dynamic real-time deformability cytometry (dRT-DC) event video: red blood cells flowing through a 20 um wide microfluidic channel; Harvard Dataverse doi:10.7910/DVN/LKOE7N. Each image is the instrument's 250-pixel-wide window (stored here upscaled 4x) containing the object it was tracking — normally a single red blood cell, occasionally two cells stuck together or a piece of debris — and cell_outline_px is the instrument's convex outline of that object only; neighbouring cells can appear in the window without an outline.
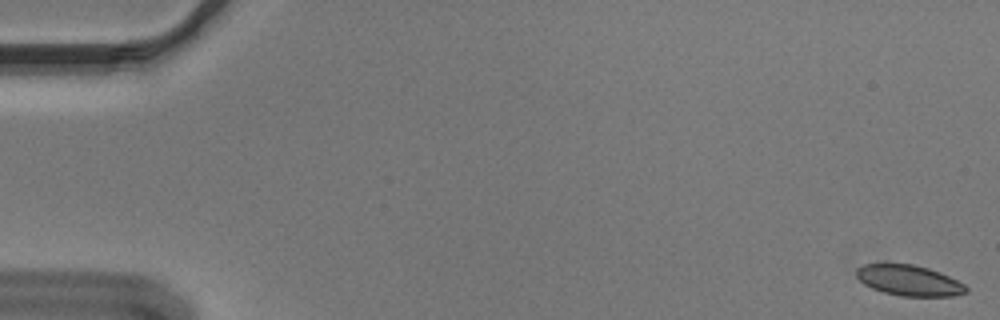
{"species": "Egyptian fruit bat (a non-hibernating species)", "species_latin": "Rousettus aegyptiacus", "temperature_condition": "cold", "stored_images_in_passage": 53, "camera_frame_rate_fps": 3000, "um_per_image_px": 0.085, "animal": {"sex": "male"}, "frame": {"image": 1, "passage_image": 1, "time_ms": 0.0, "image_size_px": [1000, 320], "cell_outline_px": [[968, 292], [952, 296], [900, 296], [884, 292], [872, 288], [864, 284], [856, 276], [856, 268], [864, 264], [912, 264], [928, 268], [940, 272], [964, 284], [968, 288]], "centroid_in_image_um": [77.27, 23.84], "position_along_channel_um": 7.7, "area_um2": 19.48}}
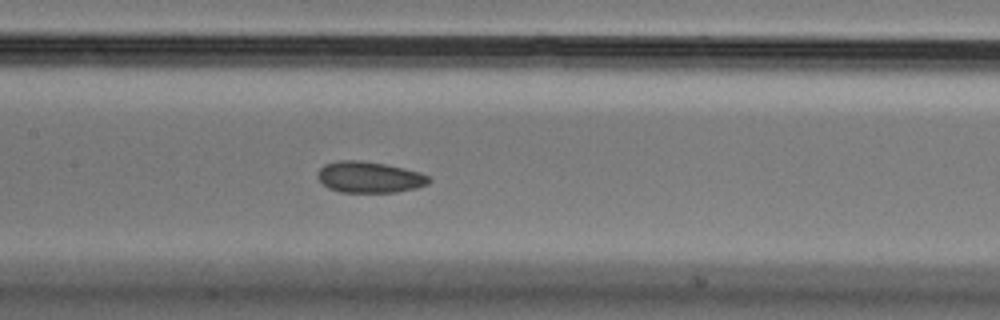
{"frame": {"image": 2, "passage_image": 27, "time_ms": 8.667, "image_size_px": [1000, 320], "cell_outline_px": [[432, 180], [428, 184], [416, 188], [396, 192], [340, 192], [328, 188], [316, 176], [320, 168], [324, 164], [336, 160], [360, 160], [384, 164], [404, 168], [420, 172], [428, 176]], "centroid_in_image_um": [31.39, 15.05], "position_along_channel_um": 176.0, "area_um2": 20.29}}
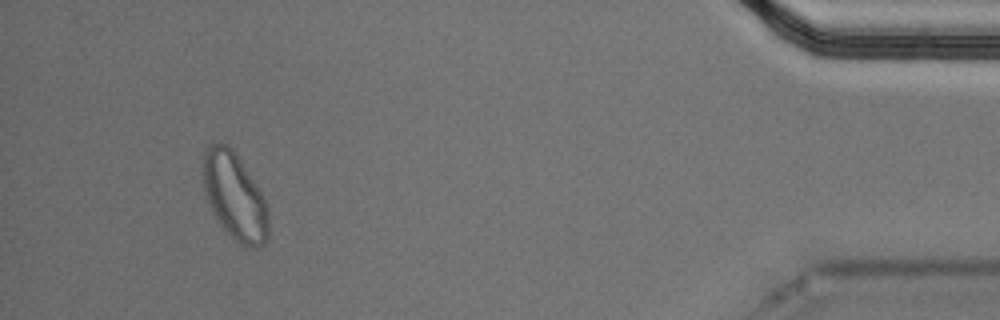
{"frame": {"image": 3, "passage_image": 52, "time_ms": 17.0, "image_size_px": [1000, 320], "cell_outline_px": [[268, 236], [264, 244], [256, 248], [252, 248], [240, 244], [216, 220], [208, 200], [204, 188], [200, 172], [204, 152], [212, 144], [220, 140], [228, 144], [232, 148], [256, 184], [268, 208]], "centroid_in_image_um": [19.91, 16.65], "position_along_channel_um": 415.3, "area_um2": 33.18}}